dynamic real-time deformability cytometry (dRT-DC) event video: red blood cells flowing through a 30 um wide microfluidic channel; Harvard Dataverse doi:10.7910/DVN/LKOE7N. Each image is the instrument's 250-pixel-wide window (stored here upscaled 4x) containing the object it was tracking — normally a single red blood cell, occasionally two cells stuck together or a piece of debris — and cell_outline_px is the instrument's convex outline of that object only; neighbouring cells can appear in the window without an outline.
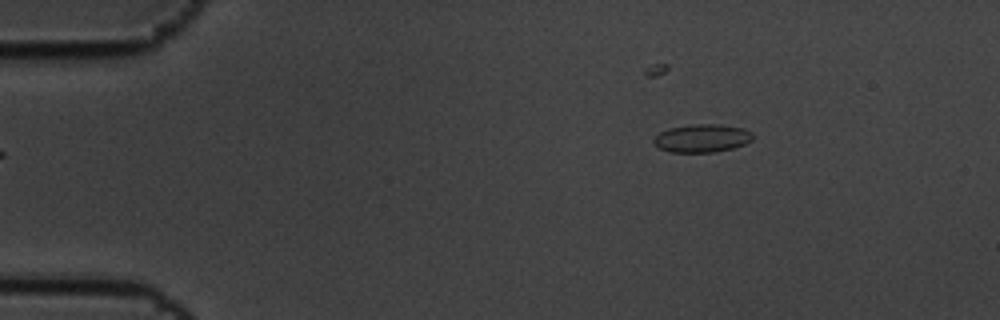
{"species": "common noctule bat (a hibernating species)", "species_latin": "Nyctalus noctula", "temperature_condition": "cold", "stored_images_in_passage": 9, "camera_frame_rate_fps": 3000, "um_per_image_px": 0.085, "animal": {"sex": "male", "body_mass_g": 19.5, "forearm_length_mm": 54.6}, "frame": {"image": 1, "passage_image": 1, "time_ms": 0.0, "image_size_px": [1000, 320], "cell_outline_px": [[752, 140], [744, 144], [732, 148], [716, 152], [672, 152], [656, 148], [652, 144], [652, 140], [660, 132], [668, 128], [692, 124], [720, 124], [744, 128], [752, 132]], "centroid_in_image_um": [59.63, 11.75], "position_along_channel_um": 25.4, "area_um2": 16.42}}
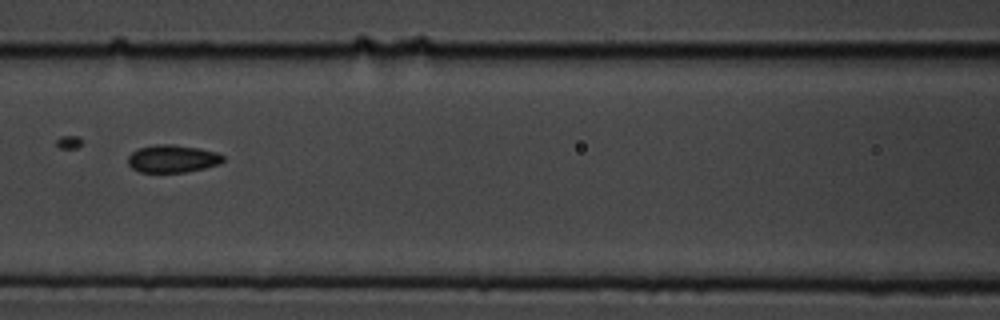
{"frame": {"image": 2, "passage_image": 6, "time_ms": 1.667, "image_size_px": [1000, 320], "cell_outline_px": [[224, 160], [220, 164], [188, 172], [140, 172], [132, 168], [128, 164], [128, 156], [132, 152], [140, 148], [156, 144], [172, 144], [200, 148], [216, 152], [224, 156]], "centroid_in_image_um": [14.68, 13.49], "position_along_channel_um": 151.9, "area_um2": 15.37}}
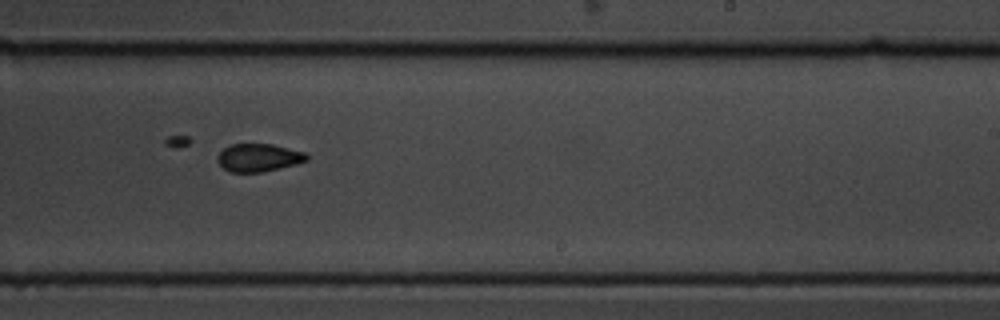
{"frame": {"image": 3, "passage_image": 9, "time_ms": 2.667, "image_size_px": [1000, 320], "cell_outline_px": [[308, 160], [296, 164], [264, 172], [232, 172], [224, 168], [216, 160], [216, 156], [228, 144], [272, 144], [304, 152], [308, 156]], "centroid_in_image_um": [21.96, 13.4], "position_along_channel_um": 267.0, "area_um2": 14.51}}